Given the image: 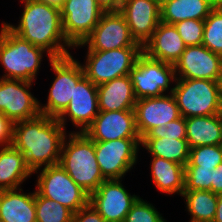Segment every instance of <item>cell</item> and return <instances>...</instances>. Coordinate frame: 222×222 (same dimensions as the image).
Instances as JSON below:
<instances>
[{"label": "cell", "mask_w": 222, "mask_h": 222, "mask_svg": "<svg viewBox=\"0 0 222 222\" xmlns=\"http://www.w3.org/2000/svg\"><path fill=\"white\" fill-rule=\"evenodd\" d=\"M23 10L18 25L4 22L14 34L44 49L52 58H63L74 50L62 30L60 8L37 0H20Z\"/></svg>", "instance_id": "6da1fadb"}, {"label": "cell", "mask_w": 222, "mask_h": 222, "mask_svg": "<svg viewBox=\"0 0 222 222\" xmlns=\"http://www.w3.org/2000/svg\"><path fill=\"white\" fill-rule=\"evenodd\" d=\"M66 129L57 118L40 114L13 124L12 146L25 157L32 172L59 164Z\"/></svg>", "instance_id": "7a4b0ae2"}, {"label": "cell", "mask_w": 222, "mask_h": 222, "mask_svg": "<svg viewBox=\"0 0 222 222\" xmlns=\"http://www.w3.org/2000/svg\"><path fill=\"white\" fill-rule=\"evenodd\" d=\"M59 164L89 195L106 180L95 156V141L84 132H67Z\"/></svg>", "instance_id": "3957f363"}, {"label": "cell", "mask_w": 222, "mask_h": 222, "mask_svg": "<svg viewBox=\"0 0 222 222\" xmlns=\"http://www.w3.org/2000/svg\"><path fill=\"white\" fill-rule=\"evenodd\" d=\"M1 23L0 64L4 71L1 78L34 82L39 75L44 54L48 61L53 58L44 49L23 40Z\"/></svg>", "instance_id": "277c9868"}, {"label": "cell", "mask_w": 222, "mask_h": 222, "mask_svg": "<svg viewBox=\"0 0 222 222\" xmlns=\"http://www.w3.org/2000/svg\"><path fill=\"white\" fill-rule=\"evenodd\" d=\"M172 94L184 118L222 113V81L177 78Z\"/></svg>", "instance_id": "5b68a950"}, {"label": "cell", "mask_w": 222, "mask_h": 222, "mask_svg": "<svg viewBox=\"0 0 222 222\" xmlns=\"http://www.w3.org/2000/svg\"><path fill=\"white\" fill-rule=\"evenodd\" d=\"M49 64L55 77L48 90L47 103L39 102V109L42 115L58 118L68 107L76 84L85 74L81 62L72 55L53 58Z\"/></svg>", "instance_id": "8992f818"}, {"label": "cell", "mask_w": 222, "mask_h": 222, "mask_svg": "<svg viewBox=\"0 0 222 222\" xmlns=\"http://www.w3.org/2000/svg\"><path fill=\"white\" fill-rule=\"evenodd\" d=\"M142 47H123L108 51H87L83 64L85 76L96 86L130 74Z\"/></svg>", "instance_id": "52a82bcc"}, {"label": "cell", "mask_w": 222, "mask_h": 222, "mask_svg": "<svg viewBox=\"0 0 222 222\" xmlns=\"http://www.w3.org/2000/svg\"><path fill=\"white\" fill-rule=\"evenodd\" d=\"M33 173L37 174L35 190L41 196L60 203L73 213L89 203V194L71 179L60 164L43 167Z\"/></svg>", "instance_id": "ba28073f"}, {"label": "cell", "mask_w": 222, "mask_h": 222, "mask_svg": "<svg viewBox=\"0 0 222 222\" xmlns=\"http://www.w3.org/2000/svg\"><path fill=\"white\" fill-rule=\"evenodd\" d=\"M129 75L137 99L171 94L177 79L174 65L152 59L143 52Z\"/></svg>", "instance_id": "9c48e42d"}, {"label": "cell", "mask_w": 222, "mask_h": 222, "mask_svg": "<svg viewBox=\"0 0 222 222\" xmlns=\"http://www.w3.org/2000/svg\"><path fill=\"white\" fill-rule=\"evenodd\" d=\"M141 138L95 141V156L106 180L123 179L138 163Z\"/></svg>", "instance_id": "30bf717a"}, {"label": "cell", "mask_w": 222, "mask_h": 222, "mask_svg": "<svg viewBox=\"0 0 222 222\" xmlns=\"http://www.w3.org/2000/svg\"><path fill=\"white\" fill-rule=\"evenodd\" d=\"M87 51H108L123 47H142L132 37L125 17L120 11L103 12L91 34L73 48Z\"/></svg>", "instance_id": "8fae6325"}, {"label": "cell", "mask_w": 222, "mask_h": 222, "mask_svg": "<svg viewBox=\"0 0 222 222\" xmlns=\"http://www.w3.org/2000/svg\"><path fill=\"white\" fill-rule=\"evenodd\" d=\"M60 13L64 36L74 47L91 34L103 11L95 0H65Z\"/></svg>", "instance_id": "7c38bea8"}, {"label": "cell", "mask_w": 222, "mask_h": 222, "mask_svg": "<svg viewBox=\"0 0 222 222\" xmlns=\"http://www.w3.org/2000/svg\"><path fill=\"white\" fill-rule=\"evenodd\" d=\"M34 82L0 77V112L11 122L39 116V100L30 91Z\"/></svg>", "instance_id": "4fadbf2b"}, {"label": "cell", "mask_w": 222, "mask_h": 222, "mask_svg": "<svg viewBox=\"0 0 222 222\" xmlns=\"http://www.w3.org/2000/svg\"><path fill=\"white\" fill-rule=\"evenodd\" d=\"M123 179L105 180L89 195V203L106 222H124L132 204L139 195L130 194Z\"/></svg>", "instance_id": "5bb4252c"}, {"label": "cell", "mask_w": 222, "mask_h": 222, "mask_svg": "<svg viewBox=\"0 0 222 222\" xmlns=\"http://www.w3.org/2000/svg\"><path fill=\"white\" fill-rule=\"evenodd\" d=\"M99 112L97 86L84 76L76 84L68 107L57 119L66 130V122L70 120L76 131L69 132L81 133L92 124Z\"/></svg>", "instance_id": "9a60e30c"}, {"label": "cell", "mask_w": 222, "mask_h": 222, "mask_svg": "<svg viewBox=\"0 0 222 222\" xmlns=\"http://www.w3.org/2000/svg\"><path fill=\"white\" fill-rule=\"evenodd\" d=\"M174 69L176 78L222 81V56L202 44L186 46Z\"/></svg>", "instance_id": "2e32d148"}, {"label": "cell", "mask_w": 222, "mask_h": 222, "mask_svg": "<svg viewBox=\"0 0 222 222\" xmlns=\"http://www.w3.org/2000/svg\"><path fill=\"white\" fill-rule=\"evenodd\" d=\"M136 128L141 139L153 128L166 125L181 117L173 94L137 99L135 107Z\"/></svg>", "instance_id": "e0dca14e"}, {"label": "cell", "mask_w": 222, "mask_h": 222, "mask_svg": "<svg viewBox=\"0 0 222 222\" xmlns=\"http://www.w3.org/2000/svg\"><path fill=\"white\" fill-rule=\"evenodd\" d=\"M120 12L126 19L132 37L142 47L161 22L160 0H123Z\"/></svg>", "instance_id": "ac0fdd59"}, {"label": "cell", "mask_w": 222, "mask_h": 222, "mask_svg": "<svg viewBox=\"0 0 222 222\" xmlns=\"http://www.w3.org/2000/svg\"><path fill=\"white\" fill-rule=\"evenodd\" d=\"M84 133L93 141L141 138L134 110L100 111Z\"/></svg>", "instance_id": "d6986e66"}, {"label": "cell", "mask_w": 222, "mask_h": 222, "mask_svg": "<svg viewBox=\"0 0 222 222\" xmlns=\"http://www.w3.org/2000/svg\"><path fill=\"white\" fill-rule=\"evenodd\" d=\"M186 48L174 24L160 22L142 47L148 57L174 65Z\"/></svg>", "instance_id": "ffe728a7"}, {"label": "cell", "mask_w": 222, "mask_h": 222, "mask_svg": "<svg viewBox=\"0 0 222 222\" xmlns=\"http://www.w3.org/2000/svg\"><path fill=\"white\" fill-rule=\"evenodd\" d=\"M99 111L134 110L137 98L130 75L97 86Z\"/></svg>", "instance_id": "44dd1931"}, {"label": "cell", "mask_w": 222, "mask_h": 222, "mask_svg": "<svg viewBox=\"0 0 222 222\" xmlns=\"http://www.w3.org/2000/svg\"><path fill=\"white\" fill-rule=\"evenodd\" d=\"M0 219L5 222H36L35 189L0 190Z\"/></svg>", "instance_id": "7402d4cb"}, {"label": "cell", "mask_w": 222, "mask_h": 222, "mask_svg": "<svg viewBox=\"0 0 222 222\" xmlns=\"http://www.w3.org/2000/svg\"><path fill=\"white\" fill-rule=\"evenodd\" d=\"M216 0H160L161 21L175 24L182 20H205L218 5Z\"/></svg>", "instance_id": "603a6c76"}, {"label": "cell", "mask_w": 222, "mask_h": 222, "mask_svg": "<svg viewBox=\"0 0 222 222\" xmlns=\"http://www.w3.org/2000/svg\"><path fill=\"white\" fill-rule=\"evenodd\" d=\"M150 173L156 189L166 195L182 196L185 190V167L164 158L151 156Z\"/></svg>", "instance_id": "cb8c5ba5"}, {"label": "cell", "mask_w": 222, "mask_h": 222, "mask_svg": "<svg viewBox=\"0 0 222 222\" xmlns=\"http://www.w3.org/2000/svg\"><path fill=\"white\" fill-rule=\"evenodd\" d=\"M34 173L24 155L12 145L0 147V190L18 189Z\"/></svg>", "instance_id": "d4e9b609"}, {"label": "cell", "mask_w": 222, "mask_h": 222, "mask_svg": "<svg viewBox=\"0 0 222 222\" xmlns=\"http://www.w3.org/2000/svg\"><path fill=\"white\" fill-rule=\"evenodd\" d=\"M186 140L190 149L204 145H221L222 113L186 118Z\"/></svg>", "instance_id": "484cf974"}, {"label": "cell", "mask_w": 222, "mask_h": 222, "mask_svg": "<svg viewBox=\"0 0 222 222\" xmlns=\"http://www.w3.org/2000/svg\"><path fill=\"white\" fill-rule=\"evenodd\" d=\"M150 156H157L181 164L184 167L189 161L190 148L186 139L142 138L141 145Z\"/></svg>", "instance_id": "4316f807"}, {"label": "cell", "mask_w": 222, "mask_h": 222, "mask_svg": "<svg viewBox=\"0 0 222 222\" xmlns=\"http://www.w3.org/2000/svg\"><path fill=\"white\" fill-rule=\"evenodd\" d=\"M182 197L190 215L189 222H213L218 194L210 190L183 191Z\"/></svg>", "instance_id": "83f0119b"}, {"label": "cell", "mask_w": 222, "mask_h": 222, "mask_svg": "<svg viewBox=\"0 0 222 222\" xmlns=\"http://www.w3.org/2000/svg\"><path fill=\"white\" fill-rule=\"evenodd\" d=\"M36 222H72L73 212L35 190Z\"/></svg>", "instance_id": "f1b7e54d"}, {"label": "cell", "mask_w": 222, "mask_h": 222, "mask_svg": "<svg viewBox=\"0 0 222 222\" xmlns=\"http://www.w3.org/2000/svg\"><path fill=\"white\" fill-rule=\"evenodd\" d=\"M202 45L222 56V3L204 20Z\"/></svg>", "instance_id": "f546056e"}, {"label": "cell", "mask_w": 222, "mask_h": 222, "mask_svg": "<svg viewBox=\"0 0 222 222\" xmlns=\"http://www.w3.org/2000/svg\"><path fill=\"white\" fill-rule=\"evenodd\" d=\"M221 163V145H204L190 149L189 161L186 166H200V168L214 170Z\"/></svg>", "instance_id": "4dcf8cb0"}, {"label": "cell", "mask_w": 222, "mask_h": 222, "mask_svg": "<svg viewBox=\"0 0 222 222\" xmlns=\"http://www.w3.org/2000/svg\"><path fill=\"white\" fill-rule=\"evenodd\" d=\"M124 222H167L155 206L140 196L132 204Z\"/></svg>", "instance_id": "1f68e13d"}, {"label": "cell", "mask_w": 222, "mask_h": 222, "mask_svg": "<svg viewBox=\"0 0 222 222\" xmlns=\"http://www.w3.org/2000/svg\"><path fill=\"white\" fill-rule=\"evenodd\" d=\"M213 170L200 166H185V190H210Z\"/></svg>", "instance_id": "d6a6232c"}, {"label": "cell", "mask_w": 222, "mask_h": 222, "mask_svg": "<svg viewBox=\"0 0 222 222\" xmlns=\"http://www.w3.org/2000/svg\"><path fill=\"white\" fill-rule=\"evenodd\" d=\"M186 46L201 45L204 33V20H182L174 24Z\"/></svg>", "instance_id": "836d02e7"}, {"label": "cell", "mask_w": 222, "mask_h": 222, "mask_svg": "<svg viewBox=\"0 0 222 222\" xmlns=\"http://www.w3.org/2000/svg\"><path fill=\"white\" fill-rule=\"evenodd\" d=\"M166 138L186 139V118L180 117L166 125L151 129L143 138Z\"/></svg>", "instance_id": "e575fe53"}, {"label": "cell", "mask_w": 222, "mask_h": 222, "mask_svg": "<svg viewBox=\"0 0 222 222\" xmlns=\"http://www.w3.org/2000/svg\"><path fill=\"white\" fill-rule=\"evenodd\" d=\"M72 222H106L104 218L88 203L73 214Z\"/></svg>", "instance_id": "d590c367"}, {"label": "cell", "mask_w": 222, "mask_h": 222, "mask_svg": "<svg viewBox=\"0 0 222 222\" xmlns=\"http://www.w3.org/2000/svg\"><path fill=\"white\" fill-rule=\"evenodd\" d=\"M13 122L0 112V147L12 144Z\"/></svg>", "instance_id": "8d00e7d4"}, {"label": "cell", "mask_w": 222, "mask_h": 222, "mask_svg": "<svg viewBox=\"0 0 222 222\" xmlns=\"http://www.w3.org/2000/svg\"><path fill=\"white\" fill-rule=\"evenodd\" d=\"M211 191L215 194H222V163L213 170Z\"/></svg>", "instance_id": "74e56055"}, {"label": "cell", "mask_w": 222, "mask_h": 222, "mask_svg": "<svg viewBox=\"0 0 222 222\" xmlns=\"http://www.w3.org/2000/svg\"><path fill=\"white\" fill-rule=\"evenodd\" d=\"M103 12L120 11L123 0H95Z\"/></svg>", "instance_id": "f35d334b"}, {"label": "cell", "mask_w": 222, "mask_h": 222, "mask_svg": "<svg viewBox=\"0 0 222 222\" xmlns=\"http://www.w3.org/2000/svg\"><path fill=\"white\" fill-rule=\"evenodd\" d=\"M213 222H222V194L218 195L216 215Z\"/></svg>", "instance_id": "ab89813d"}, {"label": "cell", "mask_w": 222, "mask_h": 222, "mask_svg": "<svg viewBox=\"0 0 222 222\" xmlns=\"http://www.w3.org/2000/svg\"><path fill=\"white\" fill-rule=\"evenodd\" d=\"M37 1L44 2L48 5H52V6L61 8L62 5L64 4L65 0H37Z\"/></svg>", "instance_id": "60d3db41"}]
</instances>
